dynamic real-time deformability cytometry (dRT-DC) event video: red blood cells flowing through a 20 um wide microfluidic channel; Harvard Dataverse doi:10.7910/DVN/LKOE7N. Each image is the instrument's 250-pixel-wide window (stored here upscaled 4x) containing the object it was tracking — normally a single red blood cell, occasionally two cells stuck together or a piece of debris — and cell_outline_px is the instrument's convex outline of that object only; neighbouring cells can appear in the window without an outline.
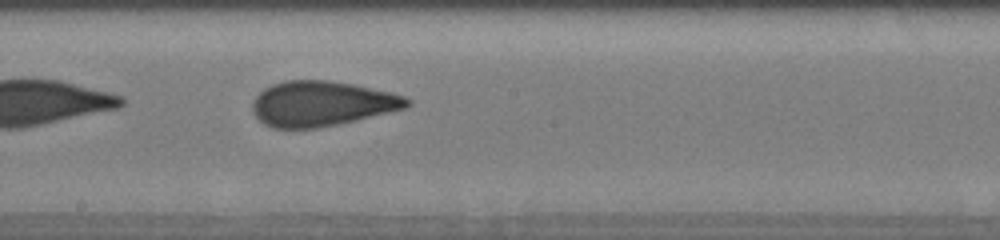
{"species": "human", "species_latin": "Homo sapiens", "temperature_condition": "cold", "stored_images_in_passage": 40, "camera_frame_rate_fps": 3000, "um_per_image_px": 0.085, "donor": {"sex": "male"}, "frame": {"image": 1, "passage_image": 29, "time_ms": 10.333, "image_size_px": [1000, 240], "cell_outline_px": [[412, 104], [408, 108], [356, 120], [320, 128], [272, 128], [264, 124], [252, 112], [252, 100], [264, 88], [272, 84], [284, 80], [328, 80], [352, 84], [392, 92], [404, 96], [412, 100]], "centroid_in_image_um": [27.36, 8.81], "position_along_channel_um": 220.8, "area_um2": 40.92}}
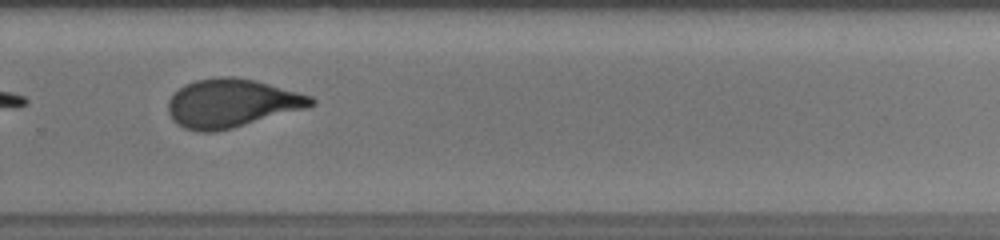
{"frame": {"image": 2, "passage_image": 36, "time_ms": 12.667, "image_size_px": [1000, 240], "cell_outline_px": [[316, 104], [308, 108], [232, 128], [216, 132], [200, 132], [184, 128], [176, 124], [172, 120], [168, 112], [168, 100], [184, 84], [196, 80], [220, 76], [236, 76], [256, 80], [312, 96], [316, 100]], "centroid_in_image_um": [19.7, 8.77], "position_along_channel_um": 310.1, "area_um2": 40.63}}